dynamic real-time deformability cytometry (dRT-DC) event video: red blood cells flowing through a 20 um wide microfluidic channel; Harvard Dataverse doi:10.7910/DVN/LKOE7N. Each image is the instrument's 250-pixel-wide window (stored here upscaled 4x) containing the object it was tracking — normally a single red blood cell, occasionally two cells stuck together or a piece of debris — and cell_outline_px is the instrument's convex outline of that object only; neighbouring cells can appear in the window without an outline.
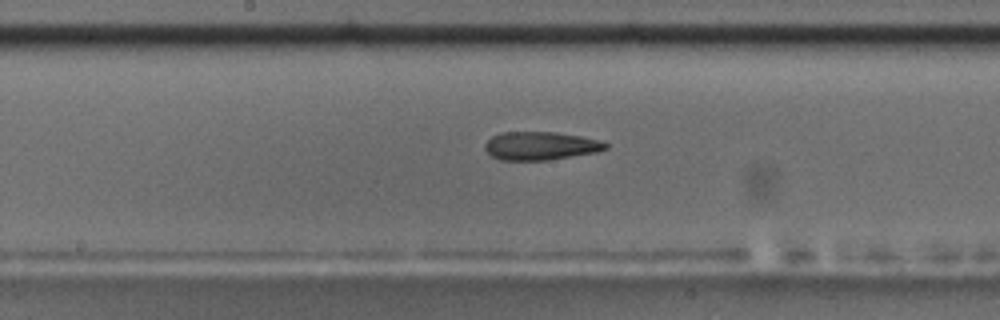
{"species": "common noctule bat (a hibernating species)", "species_latin": "Nyctalus noctula", "temperature_condition": "room temperature", "stored_images_in_passage": 46, "camera_frame_rate_fps": 3000, "um_per_image_px": 0.085, "animal": {"sex": "male", "body_mass_g": 17.5, "forearm_length_mm": 52.3}, "frame": {"image": 1, "passage_image": 20, "time_ms": 6.333, "image_size_px": [1000, 320], "cell_outline_px": [[608, 148], [596, 152], [548, 160], [500, 160], [492, 156], [484, 148], [484, 144], [492, 136], [500, 132], [556, 132], [580, 136], [600, 140], [608, 144]], "centroid_in_image_um": [45.93, 12.39], "position_along_channel_um": 202.3, "area_um2": 19.88}, "authors_computed_cell_mechanics": {"area_um2": 20.7213, "velocity_mm_per_s": 3.704, "shape_relaxation_time_tau1_ms": null, "shape_relaxation_time_tau2_ms": 7.685, "deformation_change_tau1": null, "deformation_change_tau2": 0.2086}}